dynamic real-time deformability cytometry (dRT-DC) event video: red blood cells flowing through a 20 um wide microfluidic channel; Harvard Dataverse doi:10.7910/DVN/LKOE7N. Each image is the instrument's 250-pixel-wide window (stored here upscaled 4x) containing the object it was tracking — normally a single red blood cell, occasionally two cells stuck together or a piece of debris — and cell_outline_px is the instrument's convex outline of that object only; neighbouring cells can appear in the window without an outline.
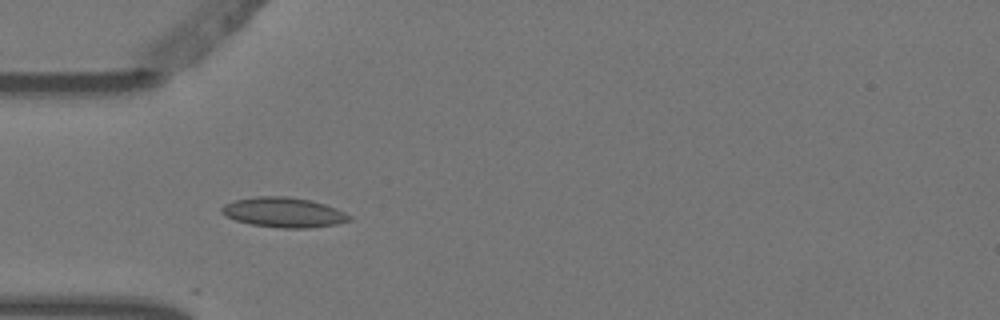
{"species": "Egyptian fruit bat (a non-hibernating species)", "species_latin": "Rousettus aegyptiacus", "temperature_condition": "warm", "stored_images_in_passage": 5, "camera_frame_rate_fps": 3000, "um_per_image_px": 0.085, "animal": {"sex": "female"}, "frame": {"image": 1, "passage_image": 4, "time_ms": 1.0, "image_size_px": [1000, 320], "cell_outline_px": [[352, 220], [336, 224], [308, 228], [280, 228], [252, 224], [236, 220], [220, 212], [220, 208], [224, 204], [236, 200], [256, 196], [288, 196], [312, 200], [336, 208], [352, 216]], "centroid_in_image_um": [24.14, 18.05], "position_along_channel_um": 60.9, "area_um2": 22.25}}
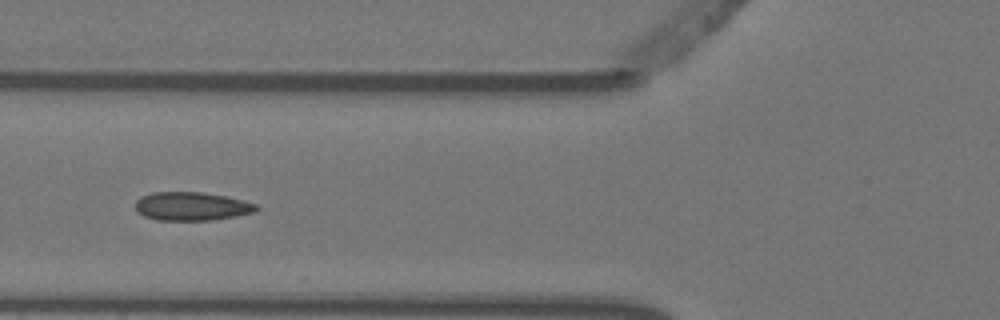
{"frame": {"image": 2, "passage_image": 5, "time_ms": 1.333, "image_size_px": [1000, 320], "cell_outline_px": [[260, 208], [256, 212], [236, 216], [208, 220], [156, 220], [144, 216], [136, 212], [136, 200], [140, 196], [152, 192], [200, 192], [224, 196], [244, 200], [256, 204]], "centroid_in_image_um": [16.28, 17.53], "position_along_channel_um": 109.5, "area_um2": 20.17}}